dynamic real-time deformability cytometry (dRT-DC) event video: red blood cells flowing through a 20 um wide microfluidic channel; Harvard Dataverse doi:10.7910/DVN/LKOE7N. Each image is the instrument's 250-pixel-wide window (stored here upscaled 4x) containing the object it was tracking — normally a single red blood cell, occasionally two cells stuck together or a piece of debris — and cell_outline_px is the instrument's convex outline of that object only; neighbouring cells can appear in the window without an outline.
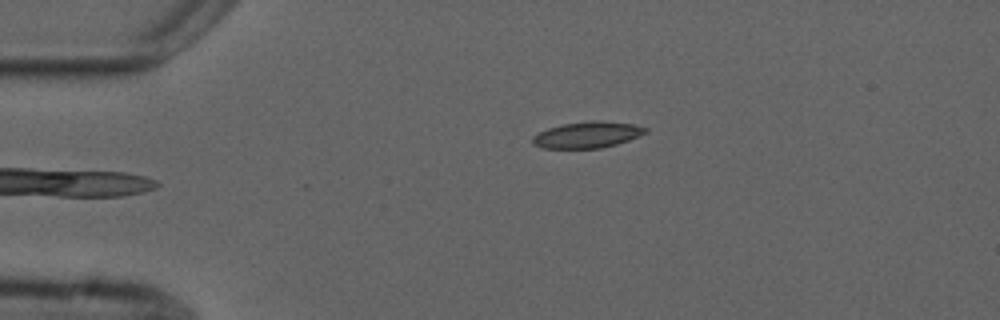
{"species": "common noctule bat (a hibernating species)", "species_latin": "Nyctalus noctula", "temperature_condition": "cold", "stored_images_in_passage": 3, "camera_frame_rate_fps": 3000, "um_per_image_px": 0.085, "animal": {"sex": "male", "forearm_length_mm": 52.5}, "frame": {"image": 1, "passage_image": 1, "time_ms": 0.0, "image_size_px": [1000, 320], "cell_outline_px": [[648, 132], [628, 140], [616, 144], [600, 148], [544, 148], [532, 144], [532, 136], [548, 128], [564, 124], [588, 120], [600, 120], [632, 124], [648, 128]], "centroid_in_image_um": [49.92, 11.45], "position_along_channel_um": 35.1, "area_um2": 17.22}}
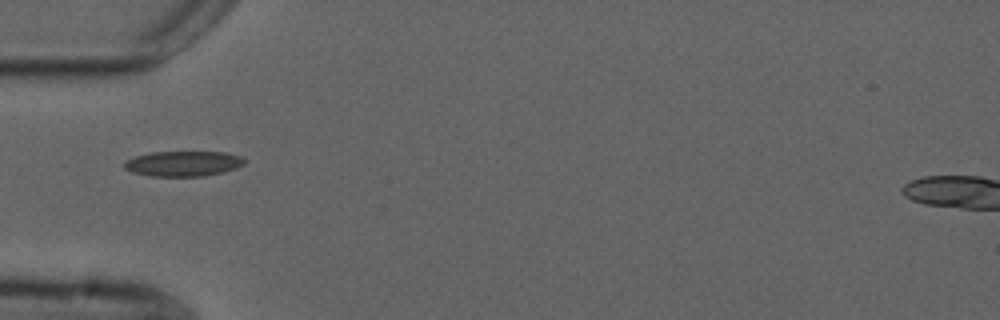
{"frame": {"image": 2, "passage_image": 2, "time_ms": 2.0, "image_size_px": [1000, 320], "cell_outline_px": [[248, 160], [244, 164], [236, 168], [204, 176], [152, 176], [132, 172], [124, 168], [124, 160], [136, 156], [152, 152], [224, 152], [240, 156]], "centroid_in_image_um": [15.57, 13.9], "position_along_channel_um": 69.4, "area_um2": 17.63}}
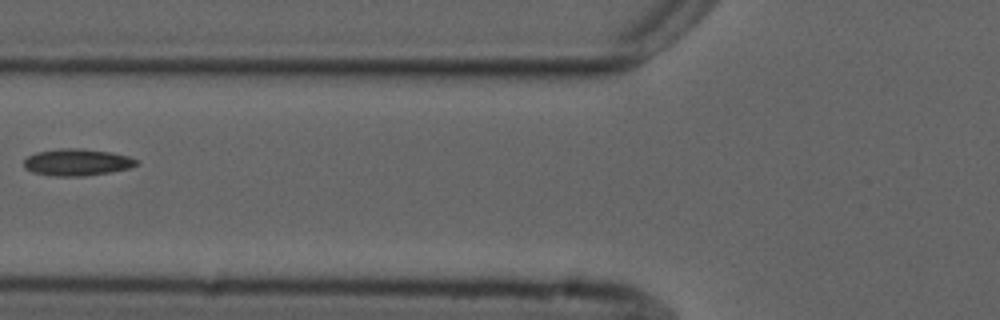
{"frame": {"image": 3, "passage_image": 3, "time_ms": 3.333, "image_size_px": [1000, 320], "cell_outline_px": [[140, 164], [128, 168], [112, 172], [84, 176], [52, 176], [32, 172], [24, 168], [24, 160], [28, 156], [36, 152], [60, 148], [80, 148], [108, 152], [128, 156], [140, 160]], "centroid_in_image_um": [6.55, 13.79], "position_along_channel_um": 119.2, "area_um2": 17.74}}